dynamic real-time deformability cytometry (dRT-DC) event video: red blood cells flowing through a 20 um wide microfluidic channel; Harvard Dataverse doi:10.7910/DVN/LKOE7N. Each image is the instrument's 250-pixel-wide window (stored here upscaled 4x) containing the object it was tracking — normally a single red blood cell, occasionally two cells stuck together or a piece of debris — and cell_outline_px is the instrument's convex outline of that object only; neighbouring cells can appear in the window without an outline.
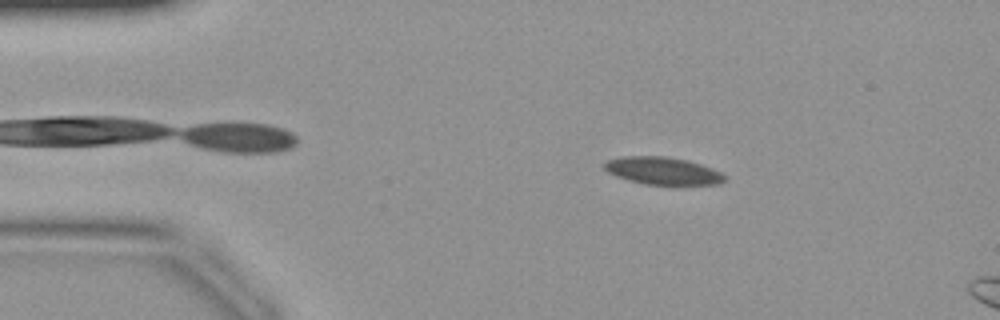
{"species": "common noctule bat (a hibernating species)", "species_latin": "Nyctalus noctula", "temperature_condition": "warm", "stored_images_in_passage": 11, "camera_frame_rate_fps": 3000, "um_per_image_px": 0.085, "animal": {"sex": "female", "body_mass_g": 19.9}, "frame": {"image": 1, "passage_image": 7, "time_ms": 2.0, "image_size_px": [1000, 320], "cell_outline_px": [[724, 180], [720, 184], [648, 184], [628, 180], [616, 176], [608, 172], [604, 168], [604, 164], [608, 160], [620, 156], [668, 156], [688, 160], [712, 168], [720, 172], [724, 176]], "centroid_in_image_um": [56.31, 14.5], "position_along_channel_um": 28.7, "area_um2": 19.07}}